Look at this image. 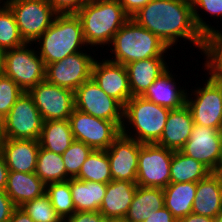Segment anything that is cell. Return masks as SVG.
I'll return each instance as SVG.
<instances>
[{
    "instance_id": "48",
    "label": "cell",
    "mask_w": 222,
    "mask_h": 222,
    "mask_svg": "<svg viewBox=\"0 0 222 222\" xmlns=\"http://www.w3.org/2000/svg\"><path fill=\"white\" fill-rule=\"evenodd\" d=\"M4 126H5V115H3L1 112H0V136L4 130Z\"/></svg>"
},
{
    "instance_id": "2",
    "label": "cell",
    "mask_w": 222,
    "mask_h": 222,
    "mask_svg": "<svg viewBox=\"0 0 222 222\" xmlns=\"http://www.w3.org/2000/svg\"><path fill=\"white\" fill-rule=\"evenodd\" d=\"M76 15L80 18L86 45L97 53L99 48H109L113 36L130 19L117 0H88Z\"/></svg>"
},
{
    "instance_id": "46",
    "label": "cell",
    "mask_w": 222,
    "mask_h": 222,
    "mask_svg": "<svg viewBox=\"0 0 222 222\" xmlns=\"http://www.w3.org/2000/svg\"><path fill=\"white\" fill-rule=\"evenodd\" d=\"M178 222H215V221L214 218L191 213L179 219Z\"/></svg>"
},
{
    "instance_id": "47",
    "label": "cell",
    "mask_w": 222,
    "mask_h": 222,
    "mask_svg": "<svg viewBox=\"0 0 222 222\" xmlns=\"http://www.w3.org/2000/svg\"><path fill=\"white\" fill-rule=\"evenodd\" d=\"M4 53L5 51L0 48V73L3 72V67H4Z\"/></svg>"
},
{
    "instance_id": "32",
    "label": "cell",
    "mask_w": 222,
    "mask_h": 222,
    "mask_svg": "<svg viewBox=\"0 0 222 222\" xmlns=\"http://www.w3.org/2000/svg\"><path fill=\"white\" fill-rule=\"evenodd\" d=\"M75 178L81 181H94L105 184L112 181L106 150H93Z\"/></svg>"
},
{
    "instance_id": "21",
    "label": "cell",
    "mask_w": 222,
    "mask_h": 222,
    "mask_svg": "<svg viewBox=\"0 0 222 222\" xmlns=\"http://www.w3.org/2000/svg\"><path fill=\"white\" fill-rule=\"evenodd\" d=\"M168 58H148L125 65L133 96H142L169 67Z\"/></svg>"
},
{
    "instance_id": "22",
    "label": "cell",
    "mask_w": 222,
    "mask_h": 222,
    "mask_svg": "<svg viewBox=\"0 0 222 222\" xmlns=\"http://www.w3.org/2000/svg\"><path fill=\"white\" fill-rule=\"evenodd\" d=\"M222 210L221 175L211 172L197 182V190L192 213L215 218Z\"/></svg>"
},
{
    "instance_id": "6",
    "label": "cell",
    "mask_w": 222,
    "mask_h": 222,
    "mask_svg": "<svg viewBox=\"0 0 222 222\" xmlns=\"http://www.w3.org/2000/svg\"><path fill=\"white\" fill-rule=\"evenodd\" d=\"M203 81L188 91L186 106L194 124L222 131V81L209 75Z\"/></svg>"
},
{
    "instance_id": "24",
    "label": "cell",
    "mask_w": 222,
    "mask_h": 222,
    "mask_svg": "<svg viewBox=\"0 0 222 222\" xmlns=\"http://www.w3.org/2000/svg\"><path fill=\"white\" fill-rule=\"evenodd\" d=\"M5 192L16 207L42 196L46 185L34 173L9 171Z\"/></svg>"
},
{
    "instance_id": "27",
    "label": "cell",
    "mask_w": 222,
    "mask_h": 222,
    "mask_svg": "<svg viewBox=\"0 0 222 222\" xmlns=\"http://www.w3.org/2000/svg\"><path fill=\"white\" fill-rule=\"evenodd\" d=\"M196 190V182L169 183L163 188L164 205L177 220L192 213Z\"/></svg>"
},
{
    "instance_id": "28",
    "label": "cell",
    "mask_w": 222,
    "mask_h": 222,
    "mask_svg": "<svg viewBox=\"0 0 222 222\" xmlns=\"http://www.w3.org/2000/svg\"><path fill=\"white\" fill-rule=\"evenodd\" d=\"M74 141L69 120L43 121L40 146L48 151L63 154Z\"/></svg>"
},
{
    "instance_id": "38",
    "label": "cell",
    "mask_w": 222,
    "mask_h": 222,
    "mask_svg": "<svg viewBox=\"0 0 222 222\" xmlns=\"http://www.w3.org/2000/svg\"><path fill=\"white\" fill-rule=\"evenodd\" d=\"M24 91L9 77L0 73V112L7 115Z\"/></svg>"
},
{
    "instance_id": "53",
    "label": "cell",
    "mask_w": 222,
    "mask_h": 222,
    "mask_svg": "<svg viewBox=\"0 0 222 222\" xmlns=\"http://www.w3.org/2000/svg\"><path fill=\"white\" fill-rule=\"evenodd\" d=\"M218 173L221 175V179H222V167L219 169Z\"/></svg>"
},
{
    "instance_id": "23",
    "label": "cell",
    "mask_w": 222,
    "mask_h": 222,
    "mask_svg": "<svg viewBox=\"0 0 222 222\" xmlns=\"http://www.w3.org/2000/svg\"><path fill=\"white\" fill-rule=\"evenodd\" d=\"M136 182L112 180L107 183L99 212L110 218H125L137 189Z\"/></svg>"
},
{
    "instance_id": "26",
    "label": "cell",
    "mask_w": 222,
    "mask_h": 222,
    "mask_svg": "<svg viewBox=\"0 0 222 222\" xmlns=\"http://www.w3.org/2000/svg\"><path fill=\"white\" fill-rule=\"evenodd\" d=\"M71 195L76 212H98L105 196L107 184L94 181L69 179Z\"/></svg>"
},
{
    "instance_id": "9",
    "label": "cell",
    "mask_w": 222,
    "mask_h": 222,
    "mask_svg": "<svg viewBox=\"0 0 222 222\" xmlns=\"http://www.w3.org/2000/svg\"><path fill=\"white\" fill-rule=\"evenodd\" d=\"M95 52L94 49L88 48V50L68 55L60 61L47 64L45 80L50 84L75 91L91 79L93 63L98 55Z\"/></svg>"
},
{
    "instance_id": "40",
    "label": "cell",
    "mask_w": 222,
    "mask_h": 222,
    "mask_svg": "<svg viewBox=\"0 0 222 222\" xmlns=\"http://www.w3.org/2000/svg\"><path fill=\"white\" fill-rule=\"evenodd\" d=\"M110 217L103 216L99 211H79L72 216L62 219V222H110Z\"/></svg>"
},
{
    "instance_id": "19",
    "label": "cell",
    "mask_w": 222,
    "mask_h": 222,
    "mask_svg": "<svg viewBox=\"0 0 222 222\" xmlns=\"http://www.w3.org/2000/svg\"><path fill=\"white\" fill-rule=\"evenodd\" d=\"M39 148V140L0 139V149L9 171L34 173Z\"/></svg>"
},
{
    "instance_id": "41",
    "label": "cell",
    "mask_w": 222,
    "mask_h": 222,
    "mask_svg": "<svg viewBox=\"0 0 222 222\" xmlns=\"http://www.w3.org/2000/svg\"><path fill=\"white\" fill-rule=\"evenodd\" d=\"M15 208L5 190H0V222H8Z\"/></svg>"
},
{
    "instance_id": "16",
    "label": "cell",
    "mask_w": 222,
    "mask_h": 222,
    "mask_svg": "<svg viewBox=\"0 0 222 222\" xmlns=\"http://www.w3.org/2000/svg\"><path fill=\"white\" fill-rule=\"evenodd\" d=\"M101 52L100 50L101 57L97 56L93 63L91 78L107 95L124 107L132 97L127 69L122 64L109 61L107 56L102 58Z\"/></svg>"
},
{
    "instance_id": "12",
    "label": "cell",
    "mask_w": 222,
    "mask_h": 222,
    "mask_svg": "<svg viewBox=\"0 0 222 222\" xmlns=\"http://www.w3.org/2000/svg\"><path fill=\"white\" fill-rule=\"evenodd\" d=\"M173 150L157 144H142L139 151L136 184L165 188L170 183Z\"/></svg>"
},
{
    "instance_id": "14",
    "label": "cell",
    "mask_w": 222,
    "mask_h": 222,
    "mask_svg": "<svg viewBox=\"0 0 222 222\" xmlns=\"http://www.w3.org/2000/svg\"><path fill=\"white\" fill-rule=\"evenodd\" d=\"M43 121L68 120L75 109L74 91L48 83H38L28 91Z\"/></svg>"
},
{
    "instance_id": "50",
    "label": "cell",
    "mask_w": 222,
    "mask_h": 222,
    "mask_svg": "<svg viewBox=\"0 0 222 222\" xmlns=\"http://www.w3.org/2000/svg\"><path fill=\"white\" fill-rule=\"evenodd\" d=\"M215 222H222V210L218 213V215L214 218Z\"/></svg>"
},
{
    "instance_id": "42",
    "label": "cell",
    "mask_w": 222,
    "mask_h": 222,
    "mask_svg": "<svg viewBox=\"0 0 222 222\" xmlns=\"http://www.w3.org/2000/svg\"><path fill=\"white\" fill-rule=\"evenodd\" d=\"M143 222H178L172 213L164 206L158 211H151L149 218Z\"/></svg>"
},
{
    "instance_id": "20",
    "label": "cell",
    "mask_w": 222,
    "mask_h": 222,
    "mask_svg": "<svg viewBox=\"0 0 222 222\" xmlns=\"http://www.w3.org/2000/svg\"><path fill=\"white\" fill-rule=\"evenodd\" d=\"M194 121L189 108L170 110L160 139L155 143L173 151H179L190 138Z\"/></svg>"
},
{
    "instance_id": "35",
    "label": "cell",
    "mask_w": 222,
    "mask_h": 222,
    "mask_svg": "<svg viewBox=\"0 0 222 222\" xmlns=\"http://www.w3.org/2000/svg\"><path fill=\"white\" fill-rule=\"evenodd\" d=\"M25 43L20 35L14 15L6 5L0 10V48L6 51L22 46Z\"/></svg>"
},
{
    "instance_id": "11",
    "label": "cell",
    "mask_w": 222,
    "mask_h": 222,
    "mask_svg": "<svg viewBox=\"0 0 222 222\" xmlns=\"http://www.w3.org/2000/svg\"><path fill=\"white\" fill-rule=\"evenodd\" d=\"M74 140L85 143L93 150H106L121 134V128L112 121L96 118L74 109L69 117Z\"/></svg>"
},
{
    "instance_id": "13",
    "label": "cell",
    "mask_w": 222,
    "mask_h": 222,
    "mask_svg": "<svg viewBox=\"0 0 222 222\" xmlns=\"http://www.w3.org/2000/svg\"><path fill=\"white\" fill-rule=\"evenodd\" d=\"M74 100L75 109L122 127L124 107L107 95L92 78L74 91Z\"/></svg>"
},
{
    "instance_id": "51",
    "label": "cell",
    "mask_w": 222,
    "mask_h": 222,
    "mask_svg": "<svg viewBox=\"0 0 222 222\" xmlns=\"http://www.w3.org/2000/svg\"><path fill=\"white\" fill-rule=\"evenodd\" d=\"M7 5V0H0V10H2Z\"/></svg>"
},
{
    "instance_id": "5",
    "label": "cell",
    "mask_w": 222,
    "mask_h": 222,
    "mask_svg": "<svg viewBox=\"0 0 222 222\" xmlns=\"http://www.w3.org/2000/svg\"><path fill=\"white\" fill-rule=\"evenodd\" d=\"M169 112L170 109L143 96H133L124 106L121 133L143 144H155L162 135Z\"/></svg>"
},
{
    "instance_id": "52",
    "label": "cell",
    "mask_w": 222,
    "mask_h": 222,
    "mask_svg": "<svg viewBox=\"0 0 222 222\" xmlns=\"http://www.w3.org/2000/svg\"><path fill=\"white\" fill-rule=\"evenodd\" d=\"M222 167V142H221V155H220V168Z\"/></svg>"
},
{
    "instance_id": "37",
    "label": "cell",
    "mask_w": 222,
    "mask_h": 222,
    "mask_svg": "<svg viewBox=\"0 0 222 222\" xmlns=\"http://www.w3.org/2000/svg\"><path fill=\"white\" fill-rule=\"evenodd\" d=\"M93 149L83 142L74 140L62 154L66 169V181L75 178Z\"/></svg>"
},
{
    "instance_id": "8",
    "label": "cell",
    "mask_w": 222,
    "mask_h": 222,
    "mask_svg": "<svg viewBox=\"0 0 222 222\" xmlns=\"http://www.w3.org/2000/svg\"><path fill=\"white\" fill-rule=\"evenodd\" d=\"M21 37L34 43L52 24L57 13L47 0H7Z\"/></svg>"
},
{
    "instance_id": "18",
    "label": "cell",
    "mask_w": 222,
    "mask_h": 222,
    "mask_svg": "<svg viewBox=\"0 0 222 222\" xmlns=\"http://www.w3.org/2000/svg\"><path fill=\"white\" fill-rule=\"evenodd\" d=\"M172 72L173 70L170 66L154 81L142 96L170 110L180 109L185 106L189 89L186 88V84L185 87L181 86L179 83L183 80L178 82V74L176 75L175 73L173 75Z\"/></svg>"
},
{
    "instance_id": "49",
    "label": "cell",
    "mask_w": 222,
    "mask_h": 222,
    "mask_svg": "<svg viewBox=\"0 0 222 222\" xmlns=\"http://www.w3.org/2000/svg\"><path fill=\"white\" fill-rule=\"evenodd\" d=\"M110 222H129L126 218H111Z\"/></svg>"
},
{
    "instance_id": "33",
    "label": "cell",
    "mask_w": 222,
    "mask_h": 222,
    "mask_svg": "<svg viewBox=\"0 0 222 222\" xmlns=\"http://www.w3.org/2000/svg\"><path fill=\"white\" fill-rule=\"evenodd\" d=\"M191 4L195 26L205 37L210 31L215 29L211 21H205L207 17H212L214 20L216 19L215 21L220 20V18L222 19V0H193ZM206 15L210 16L206 17Z\"/></svg>"
},
{
    "instance_id": "36",
    "label": "cell",
    "mask_w": 222,
    "mask_h": 222,
    "mask_svg": "<svg viewBox=\"0 0 222 222\" xmlns=\"http://www.w3.org/2000/svg\"><path fill=\"white\" fill-rule=\"evenodd\" d=\"M21 208L34 222H62V218L57 214L46 193L27 201Z\"/></svg>"
},
{
    "instance_id": "39",
    "label": "cell",
    "mask_w": 222,
    "mask_h": 222,
    "mask_svg": "<svg viewBox=\"0 0 222 222\" xmlns=\"http://www.w3.org/2000/svg\"><path fill=\"white\" fill-rule=\"evenodd\" d=\"M57 14H76L88 0H47Z\"/></svg>"
},
{
    "instance_id": "44",
    "label": "cell",
    "mask_w": 222,
    "mask_h": 222,
    "mask_svg": "<svg viewBox=\"0 0 222 222\" xmlns=\"http://www.w3.org/2000/svg\"><path fill=\"white\" fill-rule=\"evenodd\" d=\"M9 169L6 165L4 155L0 149V190H5L7 186Z\"/></svg>"
},
{
    "instance_id": "31",
    "label": "cell",
    "mask_w": 222,
    "mask_h": 222,
    "mask_svg": "<svg viewBox=\"0 0 222 222\" xmlns=\"http://www.w3.org/2000/svg\"><path fill=\"white\" fill-rule=\"evenodd\" d=\"M35 174L45 185L66 181V169L62 154L48 151L40 146Z\"/></svg>"
},
{
    "instance_id": "10",
    "label": "cell",
    "mask_w": 222,
    "mask_h": 222,
    "mask_svg": "<svg viewBox=\"0 0 222 222\" xmlns=\"http://www.w3.org/2000/svg\"><path fill=\"white\" fill-rule=\"evenodd\" d=\"M43 119L28 92H24L5 116L0 139L39 140Z\"/></svg>"
},
{
    "instance_id": "34",
    "label": "cell",
    "mask_w": 222,
    "mask_h": 222,
    "mask_svg": "<svg viewBox=\"0 0 222 222\" xmlns=\"http://www.w3.org/2000/svg\"><path fill=\"white\" fill-rule=\"evenodd\" d=\"M45 193L49 196L52 206L62 219L70 217L76 212L69 179L67 181L46 185Z\"/></svg>"
},
{
    "instance_id": "3",
    "label": "cell",
    "mask_w": 222,
    "mask_h": 222,
    "mask_svg": "<svg viewBox=\"0 0 222 222\" xmlns=\"http://www.w3.org/2000/svg\"><path fill=\"white\" fill-rule=\"evenodd\" d=\"M109 47L110 49H105L107 51L102 50L106 53L110 51L108 60L124 66L130 62L148 58H166L168 56L169 59H172L168 53L171 49L132 18L113 36Z\"/></svg>"
},
{
    "instance_id": "45",
    "label": "cell",
    "mask_w": 222,
    "mask_h": 222,
    "mask_svg": "<svg viewBox=\"0 0 222 222\" xmlns=\"http://www.w3.org/2000/svg\"><path fill=\"white\" fill-rule=\"evenodd\" d=\"M8 222H34V221L21 207H16Z\"/></svg>"
},
{
    "instance_id": "29",
    "label": "cell",
    "mask_w": 222,
    "mask_h": 222,
    "mask_svg": "<svg viewBox=\"0 0 222 222\" xmlns=\"http://www.w3.org/2000/svg\"><path fill=\"white\" fill-rule=\"evenodd\" d=\"M211 171L197 160L174 151L170 166V183L198 182L206 178Z\"/></svg>"
},
{
    "instance_id": "7",
    "label": "cell",
    "mask_w": 222,
    "mask_h": 222,
    "mask_svg": "<svg viewBox=\"0 0 222 222\" xmlns=\"http://www.w3.org/2000/svg\"><path fill=\"white\" fill-rule=\"evenodd\" d=\"M46 66L34 43H25L4 53L3 74L24 92L45 81Z\"/></svg>"
},
{
    "instance_id": "25",
    "label": "cell",
    "mask_w": 222,
    "mask_h": 222,
    "mask_svg": "<svg viewBox=\"0 0 222 222\" xmlns=\"http://www.w3.org/2000/svg\"><path fill=\"white\" fill-rule=\"evenodd\" d=\"M164 206L163 188L137 186L125 218L129 222H143L149 218L151 211H158Z\"/></svg>"
},
{
    "instance_id": "30",
    "label": "cell",
    "mask_w": 222,
    "mask_h": 222,
    "mask_svg": "<svg viewBox=\"0 0 222 222\" xmlns=\"http://www.w3.org/2000/svg\"><path fill=\"white\" fill-rule=\"evenodd\" d=\"M219 27V28H218ZM222 27L216 25L215 29L210 31L204 37L203 55L205 61L201 62L203 65L201 69L209 75L222 81ZM207 72H206V71Z\"/></svg>"
},
{
    "instance_id": "1",
    "label": "cell",
    "mask_w": 222,
    "mask_h": 222,
    "mask_svg": "<svg viewBox=\"0 0 222 222\" xmlns=\"http://www.w3.org/2000/svg\"><path fill=\"white\" fill-rule=\"evenodd\" d=\"M131 18L156 35L171 52L178 42L183 43L182 40L184 46L192 44L197 52H203L204 36L195 26L190 1L151 0Z\"/></svg>"
},
{
    "instance_id": "4",
    "label": "cell",
    "mask_w": 222,
    "mask_h": 222,
    "mask_svg": "<svg viewBox=\"0 0 222 222\" xmlns=\"http://www.w3.org/2000/svg\"><path fill=\"white\" fill-rule=\"evenodd\" d=\"M34 44L45 66L88 49L76 14H57L51 26Z\"/></svg>"
},
{
    "instance_id": "15",
    "label": "cell",
    "mask_w": 222,
    "mask_h": 222,
    "mask_svg": "<svg viewBox=\"0 0 222 222\" xmlns=\"http://www.w3.org/2000/svg\"><path fill=\"white\" fill-rule=\"evenodd\" d=\"M222 131L194 124L190 138L179 150L204 164L211 172L220 169Z\"/></svg>"
},
{
    "instance_id": "17",
    "label": "cell",
    "mask_w": 222,
    "mask_h": 222,
    "mask_svg": "<svg viewBox=\"0 0 222 222\" xmlns=\"http://www.w3.org/2000/svg\"><path fill=\"white\" fill-rule=\"evenodd\" d=\"M142 144L121 133L106 149L112 180L136 182L139 151Z\"/></svg>"
},
{
    "instance_id": "43",
    "label": "cell",
    "mask_w": 222,
    "mask_h": 222,
    "mask_svg": "<svg viewBox=\"0 0 222 222\" xmlns=\"http://www.w3.org/2000/svg\"><path fill=\"white\" fill-rule=\"evenodd\" d=\"M117 1L121 4L126 14L131 18L151 0H117Z\"/></svg>"
}]
</instances>
